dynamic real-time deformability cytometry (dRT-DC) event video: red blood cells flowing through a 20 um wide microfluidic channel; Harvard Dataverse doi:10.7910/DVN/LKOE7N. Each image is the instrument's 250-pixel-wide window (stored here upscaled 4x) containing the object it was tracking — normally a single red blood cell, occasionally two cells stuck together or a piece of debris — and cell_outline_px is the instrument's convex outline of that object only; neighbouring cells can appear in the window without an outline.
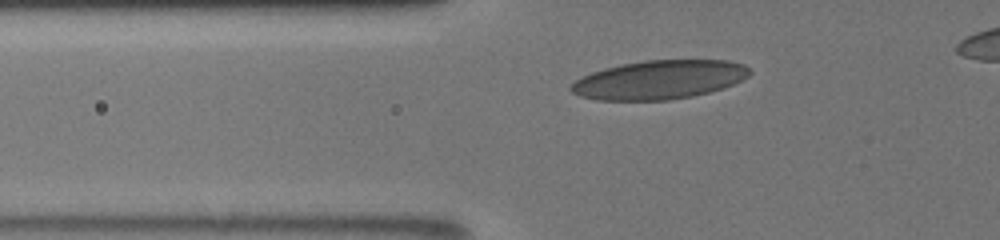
{"species": "human", "species_latin": "Homo sapiens", "temperature_condition": "room temperature", "stored_images_in_passage": 37, "camera_frame_rate_fps": 3000, "um_per_image_px": 0.085, "donor": {"sex": "male"}, "frame": {"image": 1, "passage_image": 9, "time_ms": 3.333, "image_size_px": [1000, 240], "cell_outline_px": [[752, 72], [748, 76], [732, 84], [708, 92], [692, 96], [668, 100], [596, 100], [580, 96], [572, 92], [568, 88], [576, 80], [592, 72], [604, 68], [620, 64], [644, 60], [728, 60], [744, 64]], "centroid_in_image_um": [56.01, 6.77], "position_along_channel_um": 69.8, "area_um2": 40.29}}
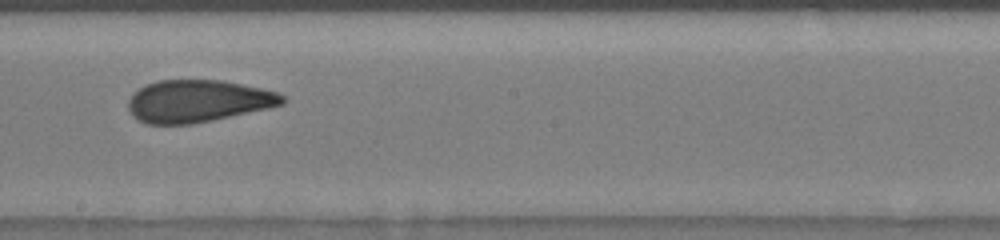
{"frame": {"image": 2, "passage_image": 21, "time_ms": 7.667, "image_size_px": [1000, 240], "cell_outline_px": [[284, 104], [268, 108], [212, 120], [192, 124], [148, 124], [132, 116], [128, 108], [128, 100], [144, 84], [156, 80], [220, 80], [280, 92], [284, 96]], "centroid_in_image_um": [16.81, 8.59], "position_along_channel_um": 231.4, "area_um2": 37.8}}
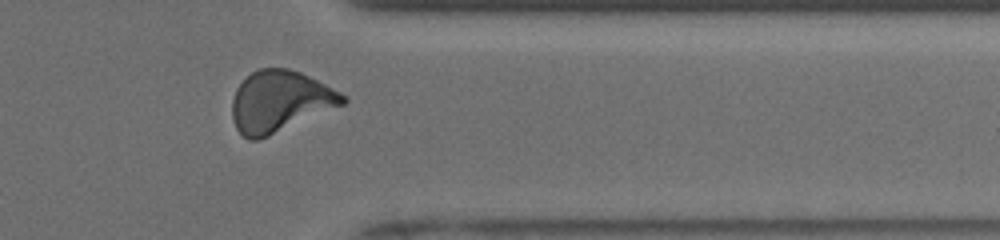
{"frame": {"image": 3, "passage_image": 31, "time_ms": 11.667, "image_size_px": [1000, 240], "cell_outline_px": [[348, 100], [344, 104], [260, 140], [248, 140], [236, 128], [232, 120], [232, 100], [236, 88], [252, 72], [260, 68], [288, 68], [300, 72], [340, 92]], "centroid_in_image_um": [23.76, 8.63], "position_along_channel_um": 387.6, "area_um2": 39.25}}